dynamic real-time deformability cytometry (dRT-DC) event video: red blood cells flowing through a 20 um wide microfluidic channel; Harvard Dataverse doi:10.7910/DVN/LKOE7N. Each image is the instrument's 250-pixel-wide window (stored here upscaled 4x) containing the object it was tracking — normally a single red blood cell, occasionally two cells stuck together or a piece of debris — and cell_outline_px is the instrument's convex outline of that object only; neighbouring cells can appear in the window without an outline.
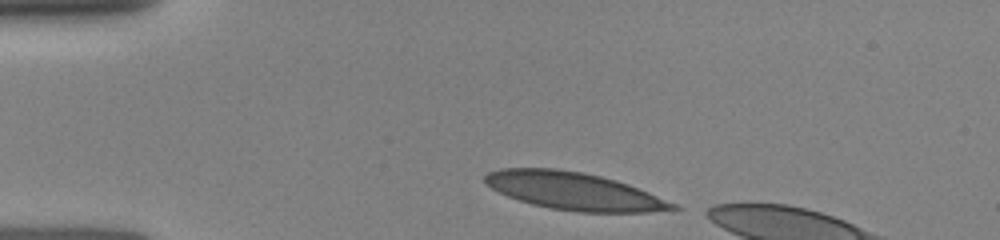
{"species": "human", "species_latin": "Homo sapiens", "temperature_condition": "room temperature", "stored_images_in_passage": 4, "camera_frame_rate_fps": 3000, "um_per_image_px": 0.085, "donor": {"sex": "female"}, "frame": {"image": 1, "passage_image": 1, "time_ms": 0.0, "image_size_px": [1000, 240], "cell_outline_px": [[680, 208], [648, 212], [580, 212], [548, 208], [532, 204], [508, 196], [492, 188], [484, 180], [484, 176], [488, 172], [504, 168], [556, 168], [584, 172], [616, 180], [628, 184], [648, 192], [676, 204]], "centroid_in_image_um": [48.78, 16.24], "position_along_channel_um": 36.2, "area_um2": 40.75}}